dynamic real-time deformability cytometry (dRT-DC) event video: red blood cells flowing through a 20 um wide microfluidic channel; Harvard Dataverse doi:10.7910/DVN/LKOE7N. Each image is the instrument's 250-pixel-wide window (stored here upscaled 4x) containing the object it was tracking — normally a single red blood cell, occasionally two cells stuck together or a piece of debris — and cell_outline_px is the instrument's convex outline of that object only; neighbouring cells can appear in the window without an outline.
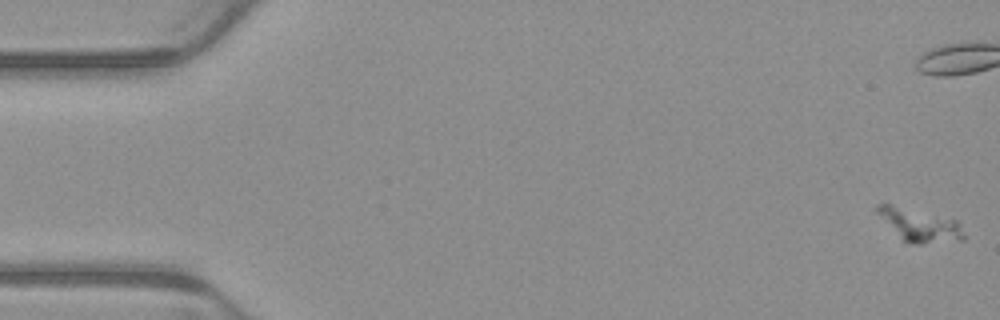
{"species": "common noctule bat (a hibernating species)", "species_latin": "Nyctalus noctula", "temperature_condition": "warm", "stored_images_in_passage": 9, "camera_frame_rate_fps": 3000, "um_per_image_px": 0.085, "animal": {"sex": "male", "body_mass_g": 23.1, "forearm_length_mm": 52.7}, "frame": {"image": 1, "passage_image": 1, "time_ms": 0.0, "image_size_px": [1000, 320], "cell_outline_px": [[968, 236], [964, 240], [924, 244], [916, 244], [904, 240], [876, 212], [876, 204], [888, 204], [956, 220], [960, 224]], "centroid_in_image_um": [78.27, 19.16], "position_along_channel_um": 6.7, "area_um2": 16.07}}